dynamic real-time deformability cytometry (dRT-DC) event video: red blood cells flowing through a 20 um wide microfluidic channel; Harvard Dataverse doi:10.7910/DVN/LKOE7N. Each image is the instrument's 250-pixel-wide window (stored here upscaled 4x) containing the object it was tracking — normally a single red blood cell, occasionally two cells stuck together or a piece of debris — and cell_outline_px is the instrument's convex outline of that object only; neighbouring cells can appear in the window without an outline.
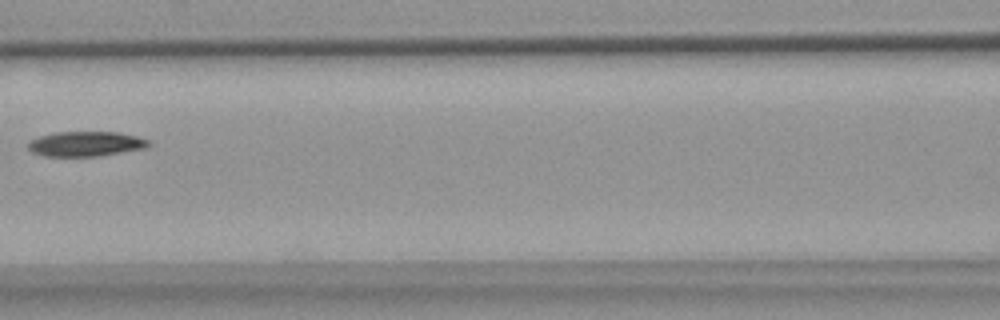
{"species": "common noctule bat (a hibernating species)", "species_latin": "Nyctalus noctula", "temperature_condition": "warm", "stored_images_in_passage": 4, "camera_frame_rate_fps": 3000, "um_per_image_px": 0.085, "animal": {"sex": "female", "body_mass_g": 18.4}, "frame": {"image": 1, "passage_image": 3, "time_ms": 2.667, "image_size_px": [1000, 320], "cell_outline_px": [[152, 144], [144, 148], [100, 156], [44, 156], [32, 152], [28, 148], [28, 144], [32, 140], [40, 136], [56, 132], [120, 132], [136, 136], [148, 140]], "centroid_in_image_um": [7.3, 12.23], "position_along_channel_um": 159.3, "area_um2": 17.4}}
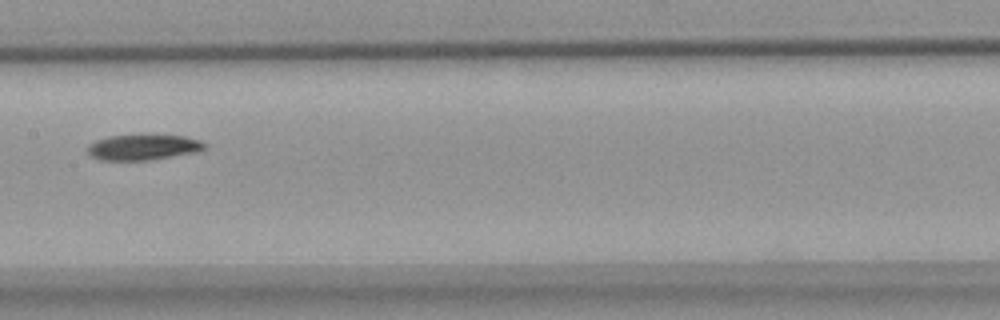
{"frame": {"image": 2, "passage_image": 4, "time_ms": 3.667, "image_size_px": [1000, 320], "cell_outline_px": [[208, 144], [200, 152], [152, 160], [100, 160], [88, 156], [84, 148], [88, 144], [96, 140], [108, 136], [184, 136], [200, 140]], "centroid_in_image_um": [12.13, 12.54], "position_along_channel_um": 195.3, "area_um2": 17.63}}